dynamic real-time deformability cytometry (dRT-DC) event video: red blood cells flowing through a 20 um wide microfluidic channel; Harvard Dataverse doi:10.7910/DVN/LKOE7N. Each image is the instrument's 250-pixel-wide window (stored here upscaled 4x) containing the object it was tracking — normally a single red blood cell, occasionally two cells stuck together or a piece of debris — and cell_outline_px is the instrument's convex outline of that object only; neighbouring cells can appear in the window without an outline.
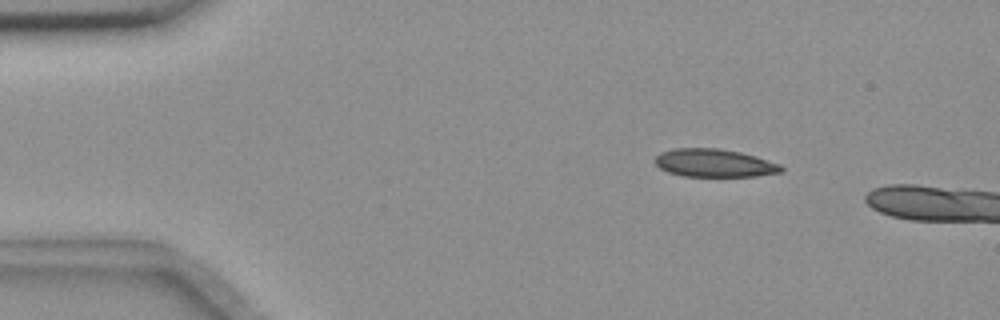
{"species": "common noctule bat (a hibernating species)", "species_latin": "Nyctalus noctula", "temperature_condition": "room temperature", "stored_images_in_passage": 5, "camera_frame_rate_fps": 3000, "um_per_image_px": 0.085, "animal": {"sex": "female", "body_mass_g": 18.4}, "frame": {"image": 1, "passage_image": 1, "time_ms": 0.0, "image_size_px": [1000, 320], "cell_outline_px": [[784, 172], [756, 176], [684, 176], [668, 172], [660, 168], [652, 160], [660, 152], [672, 148], [720, 148], [740, 152], [756, 156], [780, 164], [784, 168]], "centroid_in_image_um": [60.71, 13.85], "position_along_channel_um": 24.3, "area_um2": 20.81}}